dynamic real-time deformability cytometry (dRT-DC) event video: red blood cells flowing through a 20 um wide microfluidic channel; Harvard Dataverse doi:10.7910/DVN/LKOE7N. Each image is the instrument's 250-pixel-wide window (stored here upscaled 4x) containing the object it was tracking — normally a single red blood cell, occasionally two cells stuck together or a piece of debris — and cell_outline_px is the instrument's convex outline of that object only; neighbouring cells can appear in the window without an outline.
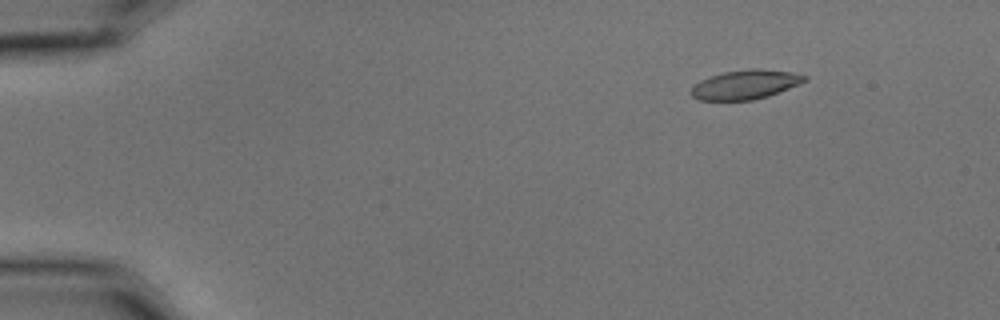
{"species": "common noctule bat (a hibernating species)", "species_latin": "Nyctalus noctula", "temperature_condition": "cold", "stored_images_in_passage": 4, "camera_frame_rate_fps": 3000, "um_per_image_px": 0.085, "animal": {"sex": "male", "body_mass_g": 15.6}, "frame": {"image": 1, "passage_image": 2, "time_ms": 0.333, "image_size_px": [1000, 320], "cell_outline_px": [[808, 80], [768, 96], [752, 100], [700, 100], [692, 96], [688, 92], [700, 80], [724, 72], [752, 68], [760, 68], [788, 72], [808, 76]], "centroid_in_image_um": [63.34, 7.19], "position_along_channel_um": 21.7, "area_um2": 19.13}}
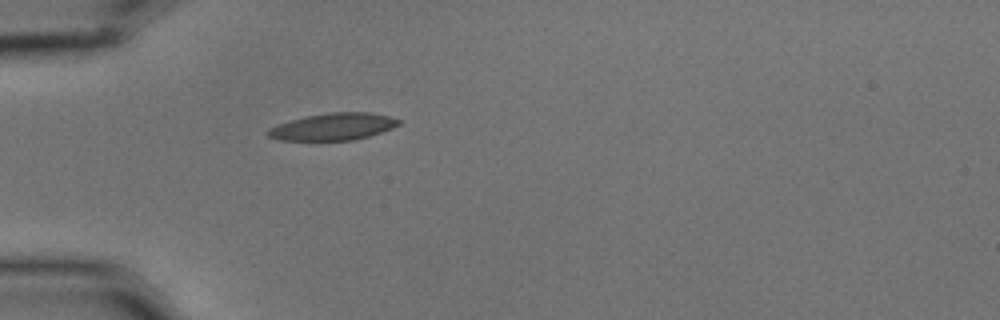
{"frame": {"image": 2, "passage_image": 4, "time_ms": 1.0, "image_size_px": [1000, 320], "cell_outline_px": [[400, 124], [392, 128], [368, 136], [352, 140], [280, 140], [268, 136], [264, 132], [268, 128], [292, 120], [308, 116], [328, 112], [372, 112], [388, 116], [400, 120]], "centroid_in_image_um": [28.31, 10.76], "position_along_channel_um": 56.7, "area_um2": 20.4}}